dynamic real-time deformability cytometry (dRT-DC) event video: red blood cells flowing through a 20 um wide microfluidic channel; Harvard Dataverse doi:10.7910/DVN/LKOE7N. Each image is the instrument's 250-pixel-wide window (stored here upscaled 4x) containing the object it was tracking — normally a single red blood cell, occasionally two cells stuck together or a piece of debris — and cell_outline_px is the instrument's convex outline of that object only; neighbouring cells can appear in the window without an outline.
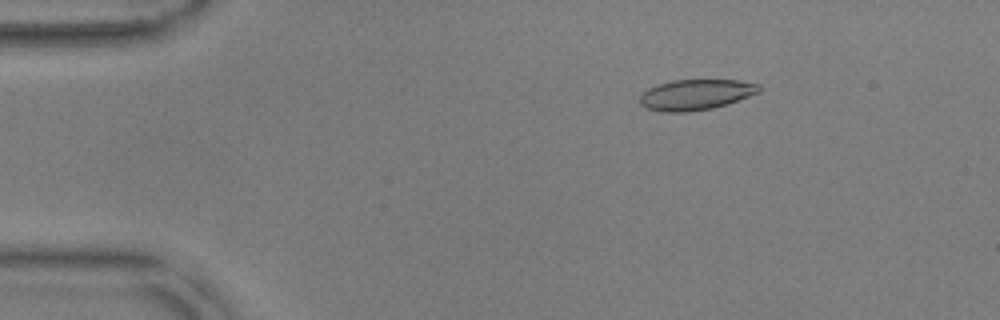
{"species": "common noctule bat (a hibernating species)", "species_latin": "Nyctalus noctula", "temperature_condition": "warm", "stored_images_in_passage": 51, "camera_frame_rate_fps": 3000, "um_per_image_px": 0.085, "animal": {"sex": "male", "body_mass_g": 17.9, "forearm_length_mm": 54.2}, "frame": {"image": 1, "passage_image": 5, "time_ms": 1.333, "image_size_px": [1000, 320], "cell_outline_px": [[760, 92], [728, 104], [712, 108], [688, 112], [660, 112], [648, 108], [640, 104], [640, 96], [648, 88], [672, 80], [740, 80], [760, 84]], "centroid_in_image_um": [59.17, 8.05], "position_along_channel_um": 25.8, "area_um2": 21.27}}
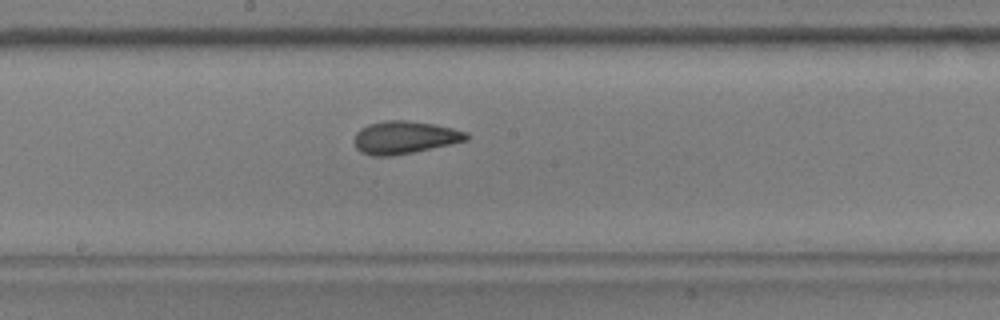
{"frame": {"image": 2, "passage_image": 26, "time_ms": 8.333, "image_size_px": [1000, 320], "cell_outline_px": [[468, 140], [452, 144], [392, 156], [372, 156], [360, 152], [356, 148], [352, 140], [356, 132], [360, 128], [368, 124], [388, 120], [408, 120], [432, 124], [452, 128], [468, 132]], "centroid_in_image_um": [34.35, 11.68], "position_along_channel_um": 213.9, "area_um2": 21.5}}
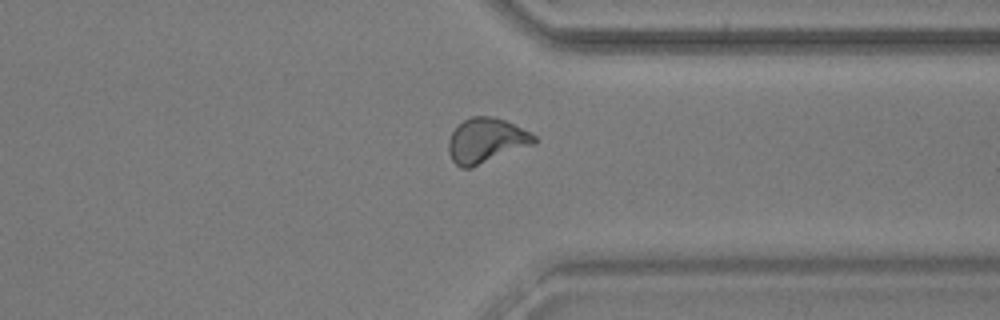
{"frame": {"image": 3, "passage_image": 39, "time_ms": 12.667, "image_size_px": [1000, 320], "cell_outline_px": [[536, 144], [472, 168], [460, 168], [452, 160], [448, 152], [448, 140], [452, 132], [464, 120], [472, 116], [492, 116], [504, 120], [536, 136]], "centroid_in_image_um": [41.31, 11.97], "position_along_channel_um": 370.1, "area_um2": 22.43}, "authors_computed_cell_mechanics": {"area_um2": 21.4438, "velocity_mm_per_s": 3.6333, "shape_relaxation_time_tau1_ms": 4.4522, "shape_relaxation_time_tau2_ms": 1.7589, "deformation_change_tau1": 0.1342, "deformation_change_tau2": 0.0763}}